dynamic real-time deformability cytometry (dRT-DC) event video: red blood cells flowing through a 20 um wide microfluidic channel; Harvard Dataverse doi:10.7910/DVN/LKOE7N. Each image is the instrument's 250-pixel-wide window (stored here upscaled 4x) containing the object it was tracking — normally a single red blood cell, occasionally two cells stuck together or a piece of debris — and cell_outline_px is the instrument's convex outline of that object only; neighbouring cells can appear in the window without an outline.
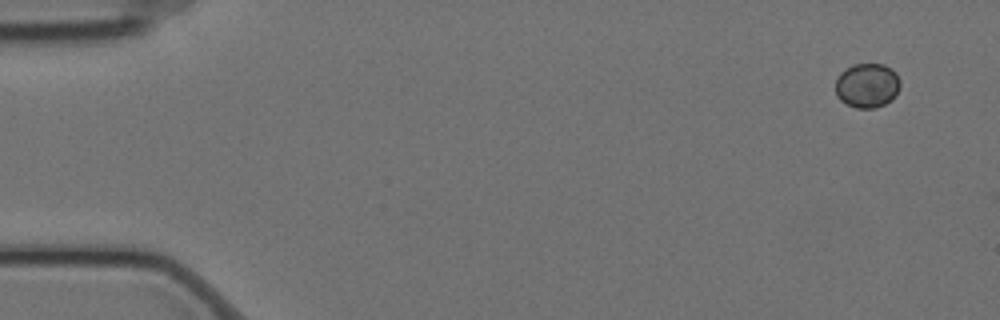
{"species": "Egyptian fruit bat (a non-hibernating species)", "species_latin": "Rousettus aegyptiacus", "temperature_condition": "cold", "stored_images_in_passage": 5, "camera_frame_rate_fps": 3000, "um_per_image_px": 0.085, "animal": {"sex": "female"}, "frame": {"image": 1, "passage_image": 1, "time_ms": 0.0, "image_size_px": [1000, 320], "cell_outline_px": [[900, 88], [896, 96], [892, 100], [884, 104], [872, 108], [856, 108], [840, 100], [836, 96], [836, 80], [840, 72], [852, 64], [884, 64], [892, 68], [896, 72], [900, 80]], "centroid_in_image_um": [73.73, 7.25], "position_along_channel_um": 11.3, "area_um2": 16.99}}
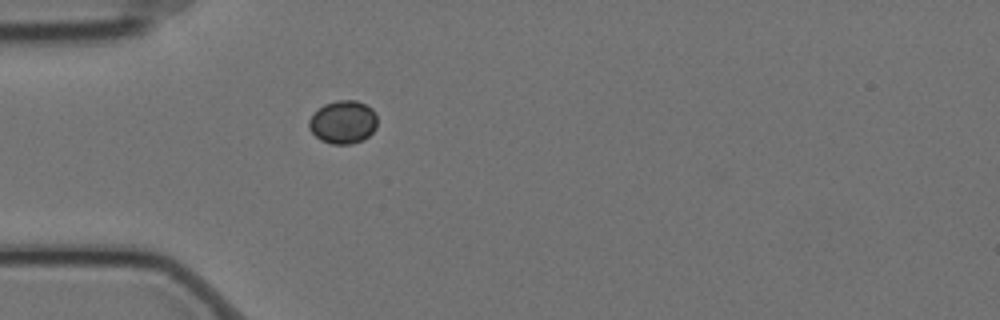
{"frame": {"image": 2, "passage_image": 5, "time_ms": 1.333, "image_size_px": [1000, 320], "cell_outline_px": [[376, 128], [364, 140], [348, 144], [332, 144], [320, 140], [308, 128], [308, 120], [324, 104], [336, 100], [356, 100], [372, 108], [376, 112]], "centroid_in_image_um": [29.17, 10.38], "position_along_channel_um": 55.8, "area_um2": 17.17}}